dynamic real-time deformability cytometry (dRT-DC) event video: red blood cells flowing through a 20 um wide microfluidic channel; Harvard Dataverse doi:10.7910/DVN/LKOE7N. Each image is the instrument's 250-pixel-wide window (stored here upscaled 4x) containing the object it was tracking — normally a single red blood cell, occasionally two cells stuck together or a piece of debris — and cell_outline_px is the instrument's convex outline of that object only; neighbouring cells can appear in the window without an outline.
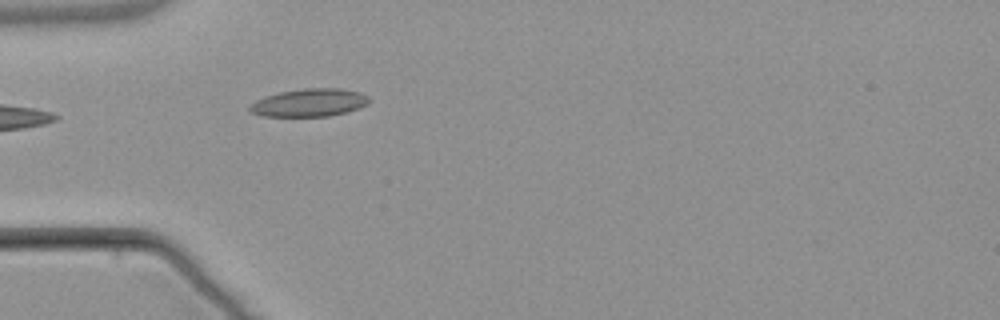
{"species": "common noctule bat (a hibernating species)", "species_latin": "Nyctalus noctula", "temperature_condition": "warm", "stored_images_in_passage": 2, "camera_frame_rate_fps": 3000, "um_per_image_px": 0.085, "animal": {"sex": "male", "body_mass_g": 21.5, "forearm_length_mm": 52.0}, "frame": {"image": 1, "passage_image": 2, "time_ms": 1.0, "image_size_px": [1000, 320], "cell_outline_px": [[368, 104], [360, 108], [348, 112], [328, 116], [264, 116], [252, 112], [248, 108], [256, 100], [264, 96], [280, 92], [304, 88], [340, 88], [360, 92], [368, 96]], "centroid_in_image_um": [26.32, 8.72], "position_along_channel_um": 58.7, "area_um2": 19.36}}